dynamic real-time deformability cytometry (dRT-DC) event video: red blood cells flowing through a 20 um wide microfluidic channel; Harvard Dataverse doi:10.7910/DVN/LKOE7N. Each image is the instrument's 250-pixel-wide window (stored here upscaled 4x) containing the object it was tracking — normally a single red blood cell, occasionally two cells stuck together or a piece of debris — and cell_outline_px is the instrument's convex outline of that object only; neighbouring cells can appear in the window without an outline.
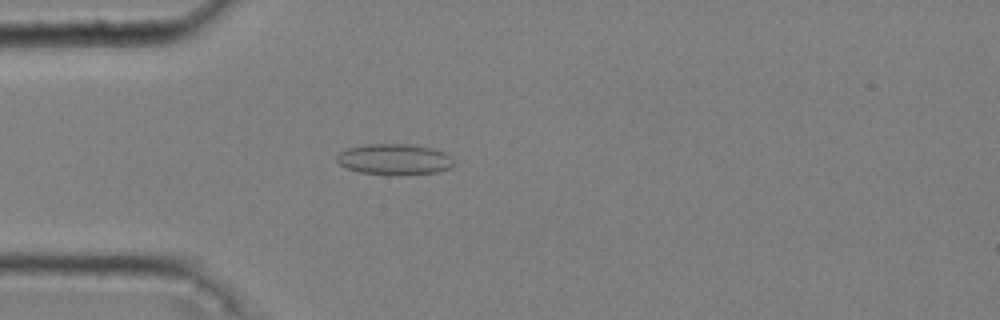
{"species": "common noctule bat (a hibernating species)", "species_latin": "Nyctalus noctula", "temperature_condition": "cold", "stored_images_in_passage": 41, "camera_frame_rate_fps": 3000, "um_per_image_px": 0.085, "animal": {"sex": "male", "body_mass_g": 20.4}, "frame": {"image": 1, "passage_image": 4, "time_ms": 1.0, "image_size_px": [1000, 320], "cell_outline_px": [[452, 164], [448, 168], [436, 172], [360, 172], [348, 168], [340, 164], [336, 160], [336, 156], [340, 152], [348, 148], [364, 144], [416, 144], [432, 148], [444, 152], [452, 160]], "centroid_in_image_um": [33.48, 13.48], "position_along_channel_um": 51.5, "area_um2": 20.0}}
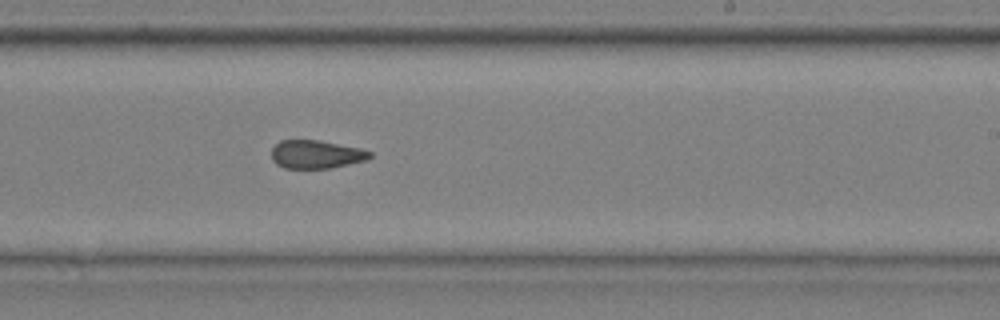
{"frame": {"image": 2, "passage_image": 22, "time_ms": 7.0, "image_size_px": [1000, 320], "cell_outline_px": [[372, 156], [364, 160], [328, 168], [284, 168], [276, 164], [272, 160], [272, 148], [280, 140], [320, 140], [360, 148], [372, 152]], "centroid_in_image_um": [26.84, 13.11], "position_along_channel_um": 262.2, "area_um2": 16.07}}
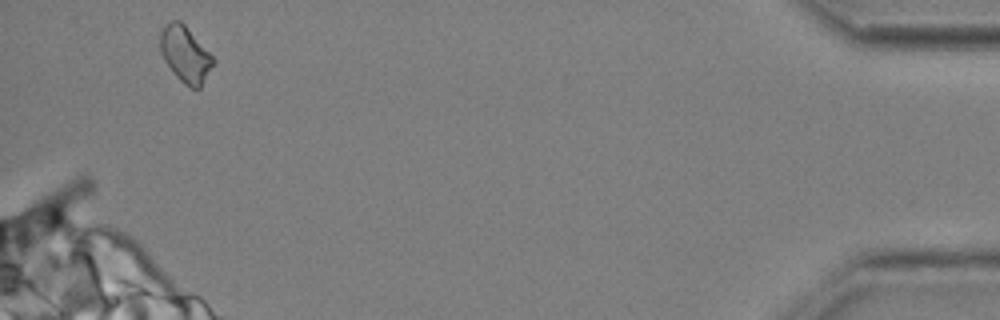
{"frame": {"image": 3, "passage_image": 40, "time_ms": 13.0, "image_size_px": [1000, 320], "cell_outline_px": [[216, 64], [200, 88], [192, 88], [184, 84], [172, 72], [164, 60], [160, 52], [160, 32], [164, 24], [172, 20], [180, 20], [184, 24], [216, 60]], "centroid_in_image_um": [15.76, 4.62], "position_along_channel_um": 419.4, "area_um2": 17.46}, "authors_computed_cell_mechanics": {"area_um2": 16.8776, "velocity_mm_per_s": 3.655, "shape_relaxation_time_tau1_ms": null, "shape_relaxation_time_tau2_ms": 1.9283, "deformation_change_tau1": null, "deformation_change_tau2": 0.085}}